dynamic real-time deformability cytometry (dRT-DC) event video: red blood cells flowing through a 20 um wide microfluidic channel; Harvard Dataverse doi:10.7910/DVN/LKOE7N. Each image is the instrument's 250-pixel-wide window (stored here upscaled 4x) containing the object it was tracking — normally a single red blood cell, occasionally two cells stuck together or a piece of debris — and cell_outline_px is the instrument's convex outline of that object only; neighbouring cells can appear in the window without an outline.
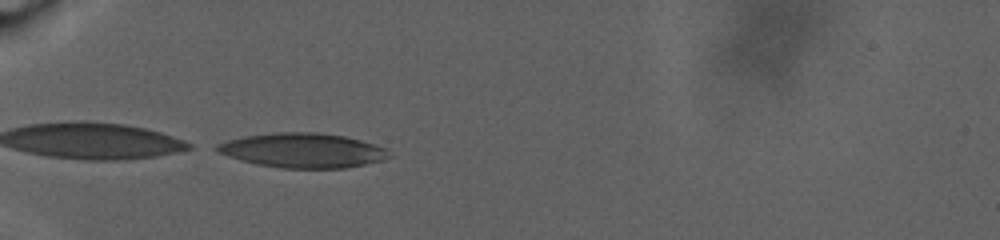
{"species": "human", "species_latin": "Homo sapiens", "temperature_condition": "warm", "stored_images_in_passage": 65, "camera_frame_rate_fps": 3000, "um_per_image_px": 0.085, "donor": {"sex": "male"}, "frame": {"image": 1, "passage_image": 1, "time_ms": 0.0, "image_size_px": [1000, 240], "cell_outline_px": [[392, 156], [384, 160], [344, 168], [284, 168], [256, 164], [240, 160], [216, 152], [208, 148], [216, 144], [228, 140], [244, 136], [276, 132], [316, 132], [344, 136], [360, 140], [388, 148]], "centroid_in_image_um": [25.7, 12.78], "position_along_channel_um": 59.3, "area_um2": 34.97}}
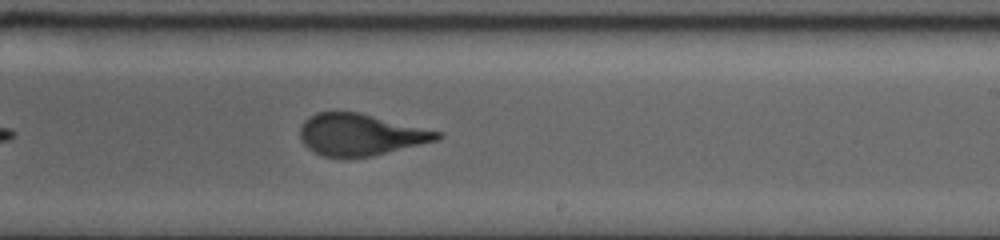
{"frame": {"image": 2, "passage_image": 31, "time_ms": 10.0, "image_size_px": [1000, 240], "cell_outline_px": [[444, 136], [440, 140], [372, 156], [324, 156], [308, 148], [304, 144], [300, 136], [300, 128], [304, 120], [308, 116], [316, 112], [360, 112], [440, 132]], "centroid_in_image_um": [30.65, 11.43], "position_along_channel_um": 258.3, "area_um2": 33.06}}
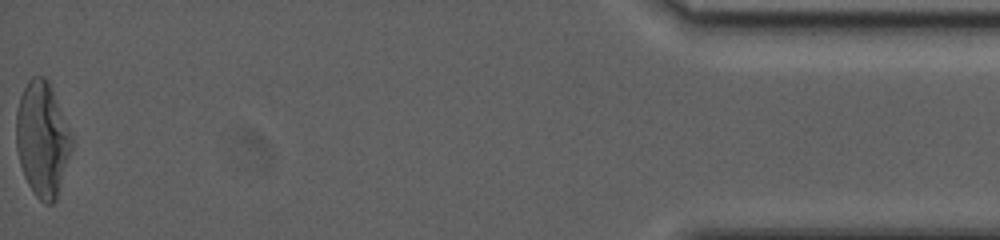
{"frame": {"image": 3, "passage_image": 65, "time_ms": 21.333, "image_size_px": [1000, 240], "cell_outline_px": [[72, 144], [56, 200], [52, 204], [44, 204], [32, 192], [24, 176], [20, 164], [16, 148], [16, 112], [20, 96], [28, 80], [32, 76], [44, 76], [48, 80], [72, 136]], "centroid_in_image_um": [3.57, 11.83], "position_along_channel_um": 431.6, "area_um2": 36.82}, "authors_computed_cell_mechanics": {"area_um2": 34.4488, "velocity_mm_per_s": 2.1933, "shape_relaxation_time_tau1_ms": 11.2721, "shape_relaxation_time_tau2_ms": 1.3482, "deformation_change_tau1": 0.2785, "deformation_change_tau2": 0.0961}}